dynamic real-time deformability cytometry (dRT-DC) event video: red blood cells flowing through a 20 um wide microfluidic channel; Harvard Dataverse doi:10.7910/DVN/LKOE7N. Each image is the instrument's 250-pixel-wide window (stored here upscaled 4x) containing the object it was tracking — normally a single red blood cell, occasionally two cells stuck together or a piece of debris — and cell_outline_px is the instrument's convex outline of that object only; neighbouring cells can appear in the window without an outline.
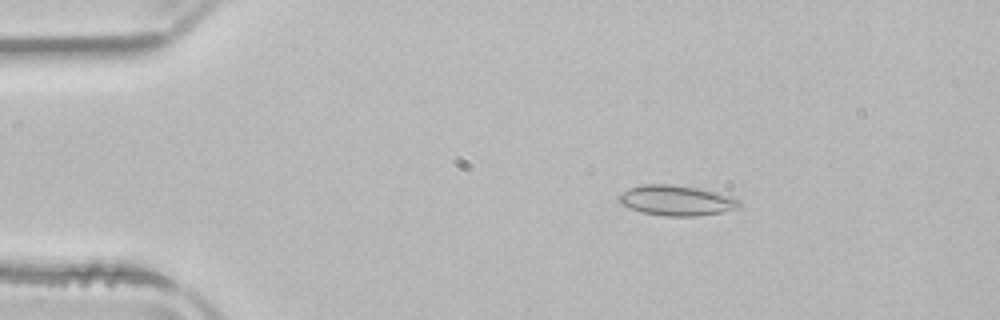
{"species": "common noctule bat (a hibernating species)", "species_latin": "Nyctalus noctula", "temperature_condition": "room temperature", "stored_images_in_passage": 52, "camera_frame_rate_fps": 3000, "um_per_image_px": 0.085, "animal": {"sex": "male", "body_mass_g": 21.5, "forearm_length_mm": 52.0}, "frame": {"image": 1, "passage_image": 9, "time_ms": 2.667, "image_size_px": [1000, 320], "cell_outline_px": [[740, 204], [736, 208], [720, 212], [696, 216], [664, 216], [640, 212], [620, 204], [616, 200], [616, 196], [620, 192], [628, 188], [644, 184], [668, 184], [696, 188], [716, 192], [740, 200]], "centroid_in_image_um": [57.38, 17.04], "position_along_channel_um": 27.6, "area_um2": 21.21}}
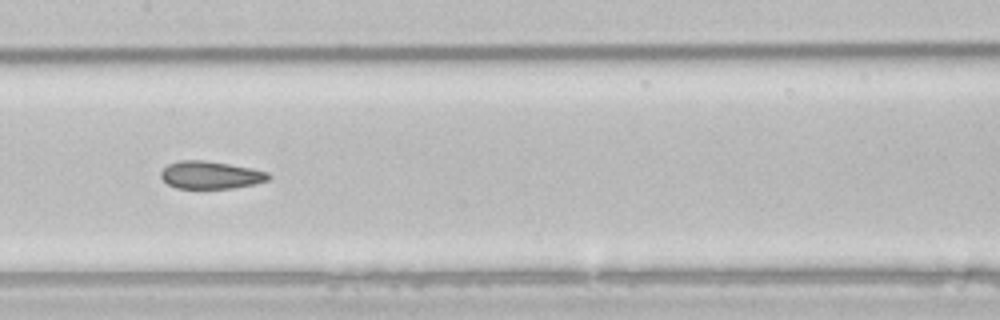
{"frame": {"image": 2, "passage_image": 26, "time_ms": 8.333, "image_size_px": [1000, 320], "cell_outline_px": [[272, 176], [268, 180], [252, 184], [232, 188], [176, 188], [168, 184], [160, 176], [160, 172], [168, 164], [180, 160], [204, 160], [252, 168], [268, 172]], "centroid_in_image_um": [17.89, 14.87], "position_along_channel_um": 189.5, "area_um2": 17.22}}
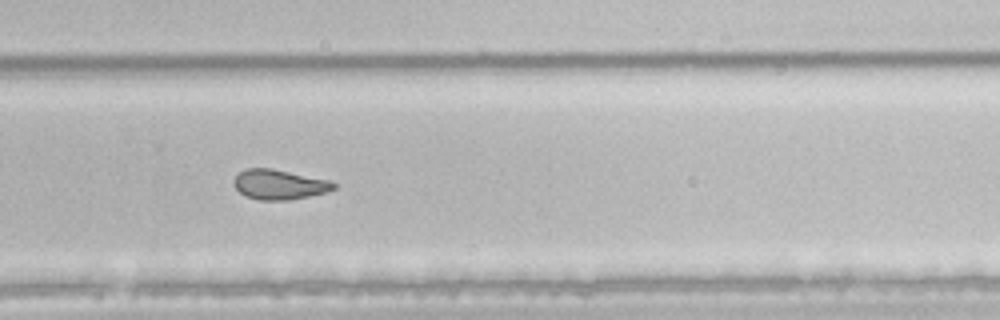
{"frame": {"image": 3, "passage_image": 35, "time_ms": 11.333, "image_size_px": [1000, 320], "cell_outline_px": [[336, 188], [324, 192], [308, 196], [288, 200], [260, 200], [244, 196], [232, 184], [232, 180], [244, 168], [272, 168], [328, 180], [336, 184]], "centroid_in_image_um": [23.68, 15.68], "position_along_channel_um": 306.1, "area_um2": 17.34}, "authors_computed_cell_mechanics": {"area_um2": 19.5653, "velocity_mm_per_s": 3.9062, "shape_relaxation_time_tau1_ms": null, "shape_relaxation_time_tau2_ms": 1.7898, "deformation_change_tau1": null, "deformation_change_tau2": 0.0516}}